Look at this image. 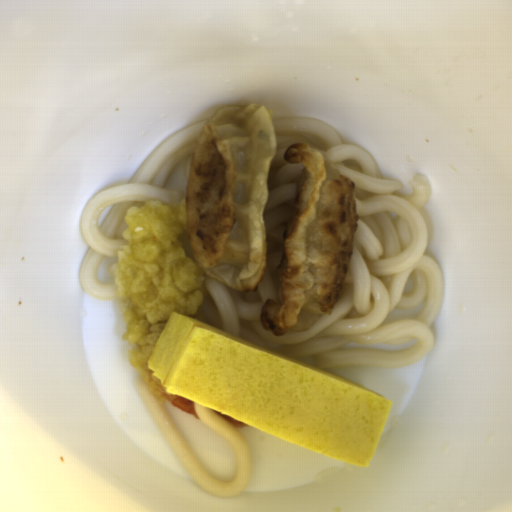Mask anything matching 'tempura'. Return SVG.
I'll return each mask as SVG.
<instances>
[{
    "mask_svg": "<svg viewBox=\"0 0 512 512\" xmlns=\"http://www.w3.org/2000/svg\"><path fill=\"white\" fill-rule=\"evenodd\" d=\"M186 197L175 205L152 199L142 207L130 206L122 234L126 243L118 249L116 262L109 269L126 322L122 339L132 346L128 351L130 365L139 370L143 383L158 401L199 419L195 401L169 394L148 367L172 313L205 324L207 274L193 257Z\"/></svg>",
    "mask_w": 512,
    "mask_h": 512,
    "instance_id": "1",
    "label": "tempura"
},
{
    "mask_svg": "<svg viewBox=\"0 0 512 512\" xmlns=\"http://www.w3.org/2000/svg\"><path fill=\"white\" fill-rule=\"evenodd\" d=\"M213 412H214L217 416H219V417H221V418L225 419L226 421H228L229 423H231V424H232L233 426H235L236 428L248 427V426L250 425V424H248V423H245V422H243V421H240V420H238V419H236V418H233V417H231V416H228V415H226V414H224V413H221V412H219V411H216V410H214V409H213Z\"/></svg>",
    "mask_w": 512,
    "mask_h": 512,
    "instance_id": "2",
    "label": "tempura"
}]
</instances>
